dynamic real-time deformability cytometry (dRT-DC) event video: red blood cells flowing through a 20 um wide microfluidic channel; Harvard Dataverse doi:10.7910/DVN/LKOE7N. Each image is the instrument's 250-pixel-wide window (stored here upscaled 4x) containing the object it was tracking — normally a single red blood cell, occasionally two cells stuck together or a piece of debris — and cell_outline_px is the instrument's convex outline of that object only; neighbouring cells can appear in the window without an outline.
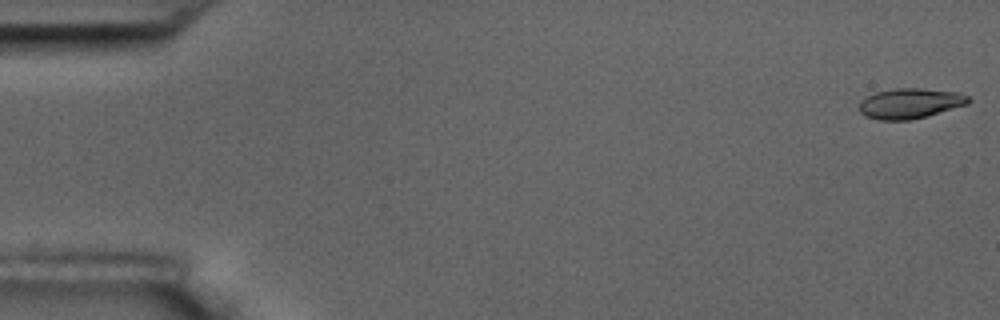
{"species": "common noctule bat (a hibernating species)", "species_latin": "Nyctalus noctula", "temperature_condition": "room temperature", "stored_images_in_passage": 5, "camera_frame_rate_fps": 3000, "um_per_image_px": 0.085, "animal": {"sex": "male", "body_mass_g": 17.5, "forearm_length_mm": 52.3}, "frame": {"image": 1, "passage_image": 1, "time_ms": 0.0, "image_size_px": [1000, 320], "cell_outline_px": [[972, 100], [968, 104], [928, 116], [908, 120], [880, 120], [864, 116], [860, 112], [860, 100], [876, 92], [896, 88], [920, 88], [960, 92], [968, 96]], "centroid_in_image_um": [77.38, 8.79], "position_along_channel_um": 7.6, "area_um2": 19.36}}
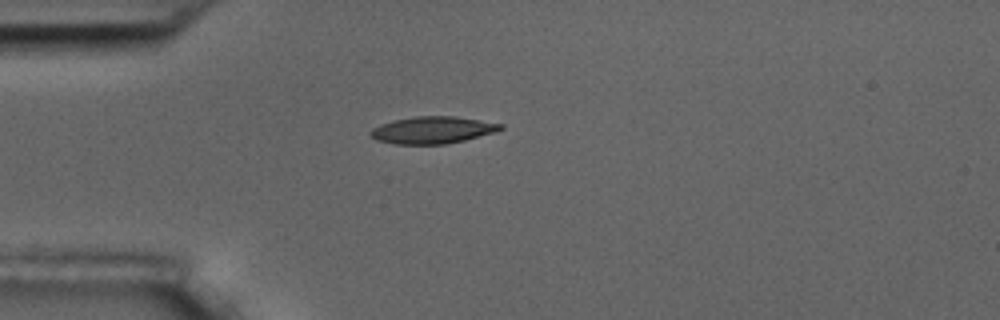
{"frame": {"image": 2, "passage_image": 5, "time_ms": 4.667, "image_size_px": [1000, 320], "cell_outline_px": [[504, 128], [496, 132], [464, 140], [444, 144], [396, 144], [376, 140], [368, 132], [372, 128], [380, 124], [392, 120], [416, 116], [452, 116], [504, 124]], "centroid_in_image_um": [36.75, 11.05], "position_along_channel_um": 48.3, "area_um2": 20.46}}